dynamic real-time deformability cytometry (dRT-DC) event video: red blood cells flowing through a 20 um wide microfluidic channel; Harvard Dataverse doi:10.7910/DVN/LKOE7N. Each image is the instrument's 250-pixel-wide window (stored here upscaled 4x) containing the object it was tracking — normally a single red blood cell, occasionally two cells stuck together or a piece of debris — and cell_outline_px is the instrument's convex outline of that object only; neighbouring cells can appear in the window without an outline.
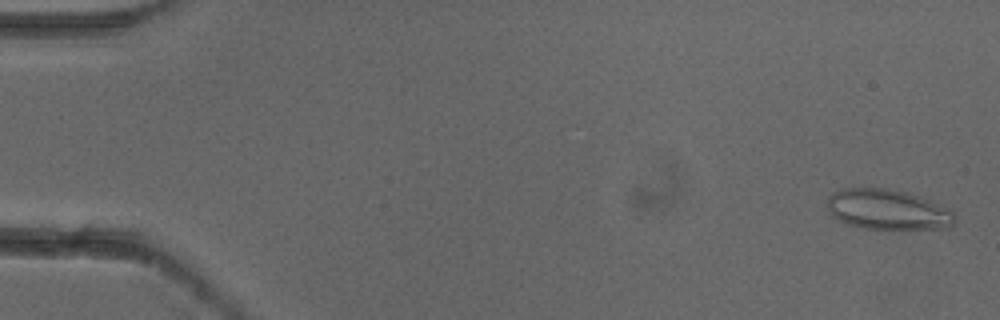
{"species": "common noctule bat (a hibernating species)", "species_latin": "Nyctalus noctula", "temperature_condition": "cold", "stored_images_in_passage": 5, "camera_frame_rate_fps": 3000, "um_per_image_px": 0.085, "animal": {"sex": "female"}, "frame": {"image": 1, "passage_image": 1, "time_ms": 0.0, "image_size_px": [1000, 320], "cell_outline_px": [[956, 220], [948, 228], [864, 228], [848, 224], [832, 216], [828, 208], [828, 196], [832, 192], [844, 188], [880, 188], [904, 192], [928, 200], [952, 212], [956, 216]], "centroid_in_image_um": [75.4, 17.81], "position_along_channel_um": 9.6, "area_um2": 29.19}}